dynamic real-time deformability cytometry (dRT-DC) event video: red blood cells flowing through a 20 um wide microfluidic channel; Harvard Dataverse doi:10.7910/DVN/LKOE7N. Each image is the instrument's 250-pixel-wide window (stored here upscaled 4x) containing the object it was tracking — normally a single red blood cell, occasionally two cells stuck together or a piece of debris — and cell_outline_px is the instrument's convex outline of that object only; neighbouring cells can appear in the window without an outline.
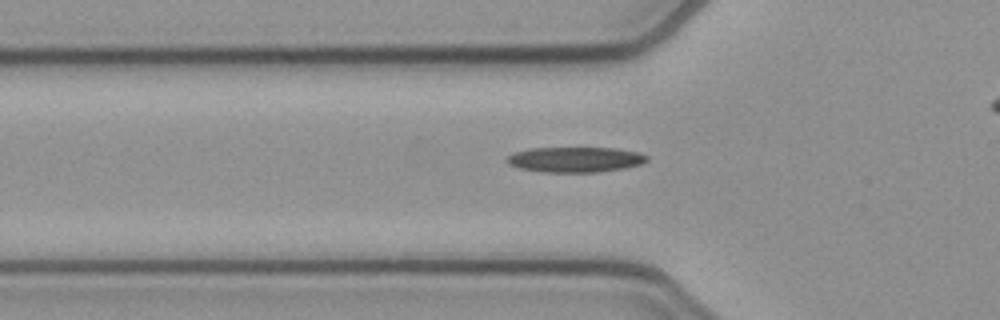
{"species": "common noctule bat (a hibernating species)", "species_latin": "Nyctalus noctula", "temperature_condition": "cold", "stored_images_in_passage": 40, "camera_frame_rate_fps": 3000, "um_per_image_px": 0.085, "animal": {"sex": "female", "body_mass_g": 21.9}, "frame": {"image": 1, "passage_image": 12, "time_ms": 3.667, "image_size_px": [1000, 320], "cell_outline_px": [[648, 160], [640, 164], [624, 168], [596, 172], [544, 172], [520, 168], [508, 164], [504, 160], [512, 152], [528, 148], [616, 148], [640, 152], [648, 156]], "centroid_in_image_um": [48.87, 13.55], "position_along_channel_um": 76.9, "area_um2": 20.75}}
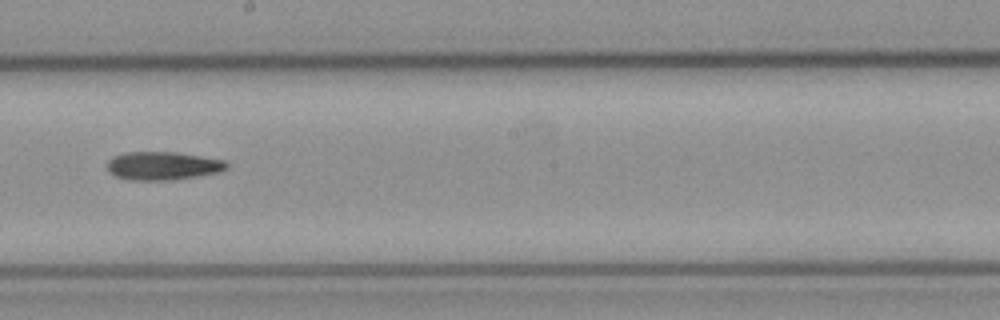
{"frame": {"image": 2, "passage_image": 24, "time_ms": 7.667, "image_size_px": [1000, 320], "cell_outline_px": [[228, 168], [216, 172], [196, 176], [172, 180], [128, 180], [116, 176], [108, 172], [108, 160], [112, 156], [124, 152], [176, 152], [224, 160], [228, 164]], "centroid_in_image_um": [13.79, 14.09], "position_along_channel_um": 234.4, "area_um2": 19.65}}
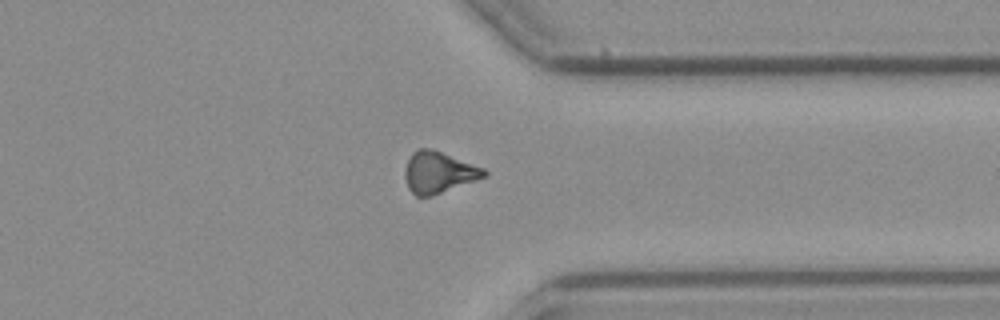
{"frame": {"image": 3, "passage_image": 35, "time_ms": 11.333, "image_size_px": [1000, 320], "cell_outline_px": [[488, 176], [432, 196], [416, 196], [408, 188], [404, 176], [404, 168], [412, 152], [420, 148], [432, 148], [484, 168], [488, 172]], "centroid_in_image_um": [37.28, 14.65], "position_along_channel_um": 374.1, "area_um2": 19.25}}